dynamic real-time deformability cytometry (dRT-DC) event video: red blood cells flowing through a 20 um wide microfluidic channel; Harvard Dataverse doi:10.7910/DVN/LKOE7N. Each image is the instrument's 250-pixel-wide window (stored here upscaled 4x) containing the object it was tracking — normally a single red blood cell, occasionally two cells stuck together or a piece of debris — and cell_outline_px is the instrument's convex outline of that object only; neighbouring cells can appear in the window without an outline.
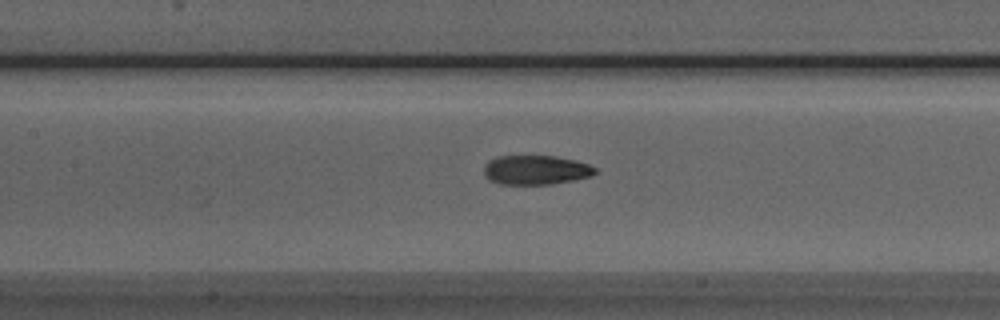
{"species": "Egyptian fruit bat (a non-hibernating species)", "species_latin": "Rousettus aegyptiacus", "temperature_condition": "room temperature", "stored_images_in_passage": 40, "camera_frame_rate_fps": 3000, "um_per_image_px": 0.085, "animal": {"sex": "male"}, "frame": {"image": 1, "passage_image": 11, "time_ms": 3.333, "image_size_px": [1000, 320], "cell_outline_px": [[596, 172], [592, 176], [576, 180], [552, 184], [500, 184], [488, 180], [484, 176], [484, 164], [488, 160], [500, 156], [552, 156], [576, 160], [588, 164], [596, 168]], "centroid_in_image_um": [45.53, 14.45], "position_along_channel_um": 161.9, "area_um2": 19.19}}
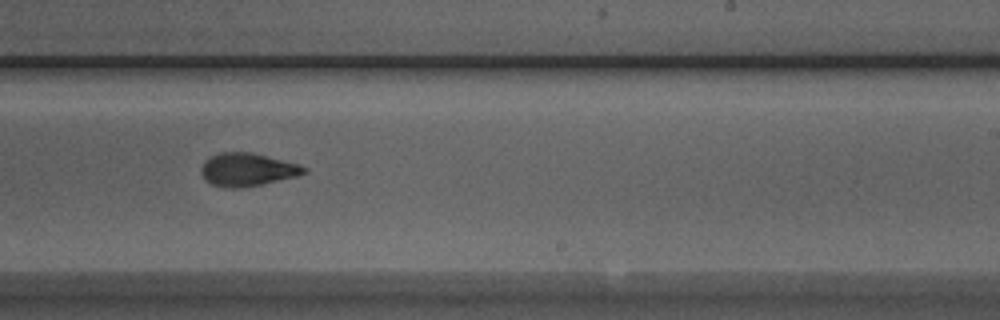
{"frame": {"image": 2, "passage_image": 19, "time_ms": 6.0, "image_size_px": [1000, 320], "cell_outline_px": [[308, 172], [296, 176], [260, 184], [236, 188], [232, 188], [212, 184], [204, 180], [200, 172], [200, 168], [204, 160], [208, 156], [220, 152], [252, 152], [300, 164], [308, 168]], "centroid_in_image_um": [21.0, 14.39], "position_along_channel_um": 268.0, "area_um2": 19.88}}
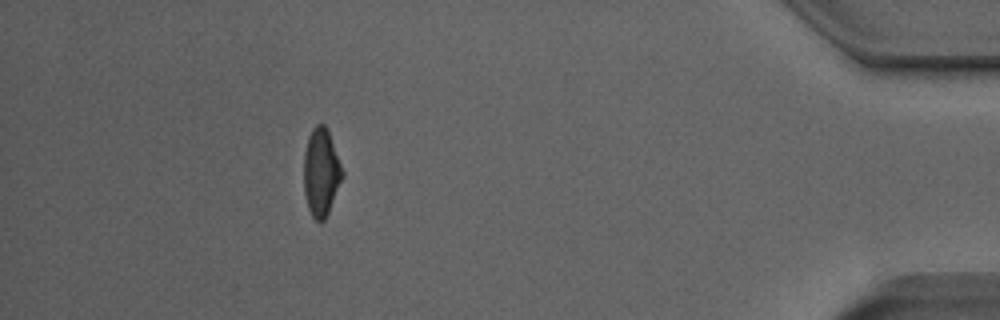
{"frame": {"image": 3, "passage_image": 34, "time_ms": 11.0, "image_size_px": [1000, 320], "cell_outline_px": [[344, 176], [328, 212], [324, 220], [316, 220], [312, 216], [308, 208], [304, 192], [304, 156], [308, 136], [312, 128], [316, 124], [324, 124], [328, 132], [344, 172]], "centroid_in_image_um": [27.29, 14.64], "position_along_channel_um": 407.9, "area_um2": 19.48}, "authors_computed_cell_mechanics": {"area_um2": 19.6809, "velocity_mm_per_s": 3.9991, "shape_relaxation_time_tau1_ms": 5.7035, "shape_relaxation_time_tau2_ms": 2.7744, "deformation_change_tau1": 0.1886, "deformation_change_tau2": 0.0939}}